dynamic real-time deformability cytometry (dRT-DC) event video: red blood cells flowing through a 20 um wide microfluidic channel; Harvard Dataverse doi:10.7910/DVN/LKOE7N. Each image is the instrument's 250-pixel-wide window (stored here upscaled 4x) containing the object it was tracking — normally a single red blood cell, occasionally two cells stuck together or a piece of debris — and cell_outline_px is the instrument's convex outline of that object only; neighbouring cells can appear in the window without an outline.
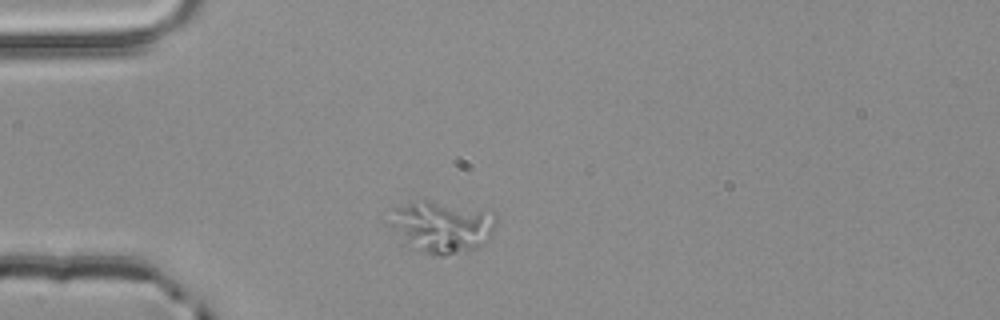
{"species": "common noctule bat (a hibernating species)", "species_latin": "Nyctalus noctula", "temperature_condition": "room temperature", "stored_images_in_passage": 1, "camera_frame_rate_fps": 3000, "um_per_image_px": 0.085, "animal": {"sex": "male", "body_mass_g": 20.4}, "frame": {"image": 1, "passage_image": 1, "time_ms": 0.0, "image_size_px": [1000, 320], "cell_outline_px": [[496, 228], [492, 236], [484, 244], [472, 248], [444, 256], [432, 256], [420, 248], [388, 224], [392, 208], [424, 200], [428, 200], [492, 208], [496, 216]], "centroid_in_image_um": [37.73, 19.19], "position_along_channel_um": 47.3, "area_um2": 31.85}}